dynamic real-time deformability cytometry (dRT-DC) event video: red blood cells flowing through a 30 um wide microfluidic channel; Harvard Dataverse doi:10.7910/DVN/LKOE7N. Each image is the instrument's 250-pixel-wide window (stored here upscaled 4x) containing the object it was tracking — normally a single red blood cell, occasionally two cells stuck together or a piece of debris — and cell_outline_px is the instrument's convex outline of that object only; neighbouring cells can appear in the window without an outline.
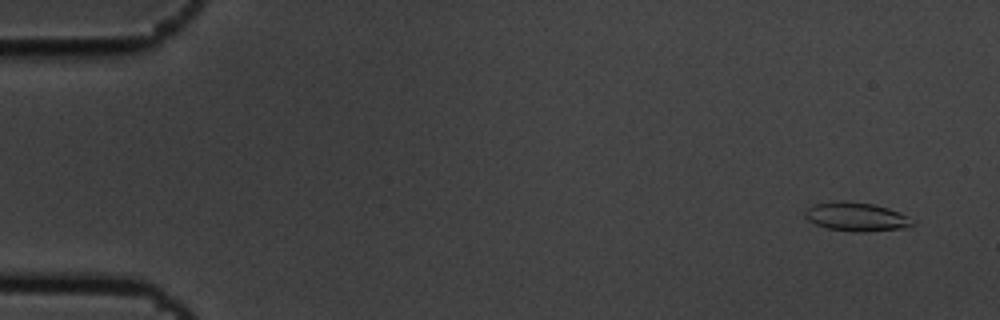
{"species": "common noctule bat (a hibernating species)", "species_latin": "Nyctalus noctula", "temperature_condition": "cold", "stored_images_in_passage": 5, "camera_frame_rate_fps": 3000, "um_per_image_px": 0.085, "animal": {"sex": "male", "body_mass_g": 19.5, "forearm_length_mm": 54.6}, "frame": {"image": 1, "passage_image": 1, "time_ms": 0.0, "image_size_px": [1000, 320], "cell_outline_px": [[916, 224], [900, 228], [852, 232], [828, 228], [816, 224], [808, 220], [804, 216], [804, 212], [808, 208], [816, 204], [872, 204], [888, 208], [916, 220]], "centroid_in_image_um": [72.83, 18.47], "position_along_channel_um": 12.2, "area_um2": 16.88}}